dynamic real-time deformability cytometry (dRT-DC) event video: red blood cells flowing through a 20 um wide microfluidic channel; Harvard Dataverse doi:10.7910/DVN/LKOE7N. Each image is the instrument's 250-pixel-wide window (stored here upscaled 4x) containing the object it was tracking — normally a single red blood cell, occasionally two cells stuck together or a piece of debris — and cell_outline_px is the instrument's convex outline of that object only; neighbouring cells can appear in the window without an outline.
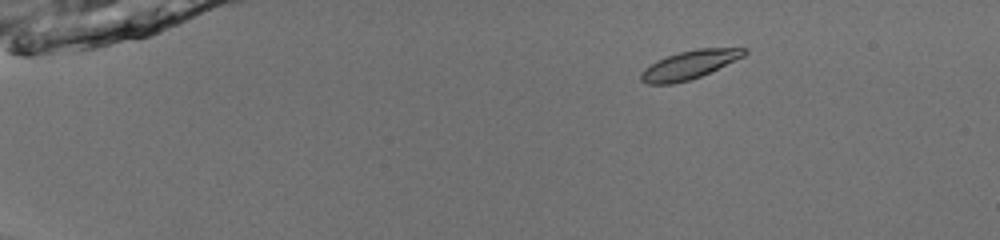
{"species": "common noctule bat (a hibernating species)", "species_latin": "Nyctalus noctula", "temperature_condition": "room temperature", "stored_images_in_passage": 45, "camera_frame_rate_fps": 3000, "um_per_image_px": 0.085, "animal": {"sex": "male", "body_mass_g": 13.0, "forearm_length_mm": 53.1}, "frame": {"image": 1, "passage_image": 1, "time_ms": 0.0, "image_size_px": [1000, 240], "cell_outline_px": [[748, 52], [744, 56], [700, 76], [688, 80], [672, 84], [648, 84], [640, 80], [640, 72], [644, 68], [656, 60], [680, 52], [696, 48], [748, 48]], "centroid_in_image_um": [58.57, 5.5], "position_along_channel_um": 26.4, "area_um2": 16.99}}
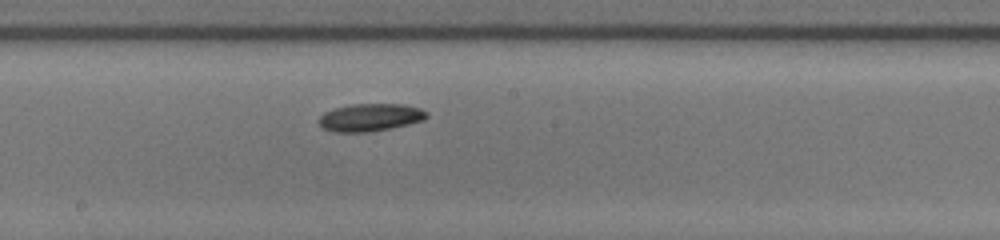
{"frame": {"image": 2, "passage_image": 23, "time_ms": 7.333, "image_size_px": [1000, 240], "cell_outline_px": [[428, 116], [424, 120], [392, 128], [368, 132], [332, 132], [320, 128], [320, 116], [324, 112], [336, 108], [352, 104], [404, 104], [420, 108], [428, 112]], "centroid_in_image_um": [31.47, 9.98], "position_along_channel_um": 216.7, "area_um2": 17.46}}
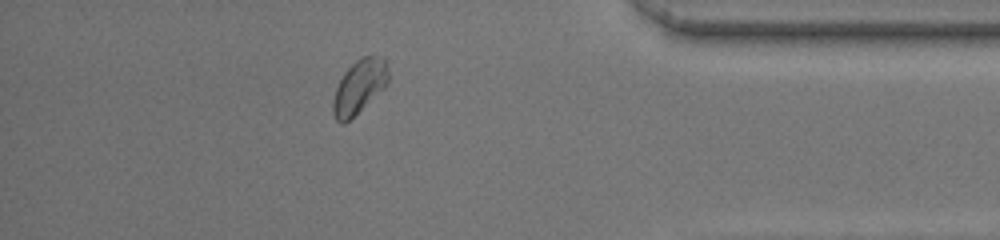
{"frame": {"image": 3, "passage_image": 39, "time_ms": 12.667, "image_size_px": [1000, 240], "cell_outline_px": [[388, 84], [384, 88], [344, 124], [340, 124], [336, 120], [332, 112], [332, 100], [336, 88], [344, 72], [356, 60], [364, 56], [384, 56], [388, 68]], "centroid_in_image_um": [30.53, 7.36], "position_along_channel_um": 404.7, "area_um2": 17.28}, "authors_computed_cell_mechanics": {"area_um2": 16.9932, "velocity_mm_per_s": 3.9509, "shape_relaxation_time_tau1_ms": 2.248, "shape_relaxation_time_tau2_ms": null, "deformation_change_tau1": 0.0844, "deformation_change_tau2": null}}